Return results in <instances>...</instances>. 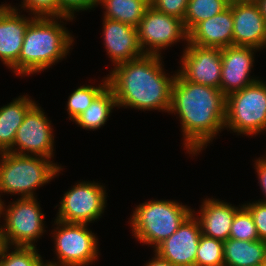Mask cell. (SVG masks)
Masks as SVG:
<instances>
[{"label":"cell","instance_id":"obj_1","mask_svg":"<svg viewBox=\"0 0 266 266\" xmlns=\"http://www.w3.org/2000/svg\"><path fill=\"white\" fill-rule=\"evenodd\" d=\"M225 108L226 96L220 89L186 81L177 72L169 112L181 120L187 153L199 154L225 128Z\"/></svg>","mask_w":266,"mask_h":266},{"label":"cell","instance_id":"obj_2","mask_svg":"<svg viewBox=\"0 0 266 266\" xmlns=\"http://www.w3.org/2000/svg\"><path fill=\"white\" fill-rule=\"evenodd\" d=\"M161 59V56L144 54L111 69L107 75L108 86L114 93L117 107L169 113L177 72L172 76L166 74Z\"/></svg>","mask_w":266,"mask_h":266},{"label":"cell","instance_id":"obj_3","mask_svg":"<svg viewBox=\"0 0 266 266\" xmlns=\"http://www.w3.org/2000/svg\"><path fill=\"white\" fill-rule=\"evenodd\" d=\"M61 19L69 17H35L28 25L18 61L10 68L15 74L29 76L50 68L70 52L74 38Z\"/></svg>","mask_w":266,"mask_h":266},{"label":"cell","instance_id":"obj_4","mask_svg":"<svg viewBox=\"0 0 266 266\" xmlns=\"http://www.w3.org/2000/svg\"><path fill=\"white\" fill-rule=\"evenodd\" d=\"M61 167L47 157L1 152L0 197L6 193L21 195L20 198H34L35 189L59 175L63 170Z\"/></svg>","mask_w":266,"mask_h":266},{"label":"cell","instance_id":"obj_5","mask_svg":"<svg viewBox=\"0 0 266 266\" xmlns=\"http://www.w3.org/2000/svg\"><path fill=\"white\" fill-rule=\"evenodd\" d=\"M130 217L133 236L139 243L152 245L160 243L175 233L192 213V209L175 200H151L134 209Z\"/></svg>","mask_w":266,"mask_h":266},{"label":"cell","instance_id":"obj_6","mask_svg":"<svg viewBox=\"0 0 266 266\" xmlns=\"http://www.w3.org/2000/svg\"><path fill=\"white\" fill-rule=\"evenodd\" d=\"M225 128L247 136L266 131V81L258 80L226 97Z\"/></svg>","mask_w":266,"mask_h":266},{"label":"cell","instance_id":"obj_7","mask_svg":"<svg viewBox=\"0 0 266 266\" xmlns=\"http://www.w3.org/2000/svg\"><path fill=\"white\" fill-rule=\"evenodd\" d=\"M5 206L3 201L0 202V218L2 215L5 217L2 226L5 244L10 247H36L35 241L46 231L45 214L37 199L19 198Z\"/></svg>","mask_w":266,"mask_h":266},{"label":"cell","instance_id":"obj_8","mask_svg":"<svg viewBox=\"0 0 266 266\" xmlns=\"http://www.w3.org/2000/svg\"><path fill=\"white\" fill-rule=\"evenodd\" d=\"M54 237L57 264L67 266H88L99 257L98 238L87 224L65 223L55 219Z\"/></svg>","mask_w":266,"mask_h":266},{"label":"cell","instance_id":"obj_9","mask_svg":"<svg viewBox=\"0 0 266 266\" xmlns=\"http://www.w3.org/2000/svg\"><path fill=\"white\" fill-rule=\"evenodd\" d=\"M104 187L94 181L76 183L60 201L56 219L65 223L87 225L100 219L107 201Z\"/></svg>","mask_w":266,"mask_h":266},{"label":"cell","instance_id":"obj_10","mask_svg":"<svg viewBox=\"0 0 266 266\" xmlns=\"http://www.w3.org/2000/svg\"><path fill=\"white\" fill-rule=\"evenodd\" d=\"M139 45L143 54L161 56V50L177 42H188L183 20L167 15L149 6L136 26ZM146 48V49H145Z\"/></svg>","mask_w":266,"mask_h":266},{"label":"cell","instance_id":"obj_11","mask_svg":"<svg viewBox=\"0 0 266 266\" xmlns=\"http://www.w3.org/2000/svg\"><path fill=\"white\" fill-rule=\"evenodd\" d=\"M43 111L38 104H35L27 112L16 132L13 147L8 152L53 158V128Z\"/></svg>","mask_w":266,"mask_h":266},{"label":"cell","instance_id":"obj_12","mask_svg":"<svg viewBox=\"0 0 266 266\" xmlns=\"http://www.w3.org/2000/svg\"><path fill=\"white\" fill-rule=\"evenodd\" d=\"M181 56V69L177 72L186 80L220 89L221 48L202 47L187 42Z\"/></svg>","mask_w":266,"mask_h":266},{"label":"cell","instance_id":"obj_13","mask_svg":"<svg viewBox=\"0 0 266 266\" xmlns=\"http://www.w3.org/2000/svg\"><path fill=\"white\" fill-rule=\"evenodd\" d=\"M233 45L266 48V20L255 0H231Z\"/></svg>","mask_w":266,"mask_h":266},{"label":"cell","instance_id":"obj_14","mask_svg":"<svg viewBox=\"0 0 266 266\" xmlns=\"http://www.w3.org/2000/svg\"><path fill=\"white\" fill-rule=\"evenodd\" d=\"M194 212V213H193ZM201 227L195 211L179 226L178 230L154 250L159 257L175 266H195Z\"/></svg>","mask_w":266,"mask_h":266},{"label":"cell","instance_id":"obj_15","mask_svg":"<svg viewBox=\"0 0 266 266\" xmlns=\"http://www.w3.org/2000/svg\"><path fill=\"white\" fill-rule=\"evenodd\" d=\"M257 48L248 46H228L221 48L222 71L220 90L227 97L260 79L250 76ZM250 76V77H249Z\"/></svg>","mask_w":266,"mask_h":266},{"label":"cell","instance_id":"obj_16","mask_svg":"<svg viewBox=\"0 0 266 266\" xmlns=\"http://www.w3.org/2000/svg\"><path fill=\"white\" fill-rule=\"evenodd\" d=\"M34 18L20 15L10 4L0 5V59L8 68L18 61L25 31Z\"/></svg>","mask_w":266,"mask_h":266},{"label":"cell","instance_id":"obj_17","mask_svg":"<svg viewBox=\"0 0 266 266\" xmlns=\"http://www.w3.org/2000/svg\"><path fill=\"white\" fill-rule=\"evenodd\" d=\"M104 46L114 66L141 57L136 27L116 20L103 18Z\"/></svg>","mask_w":266,"mask_h":266},{"label":"cell","instance_id":"obj_18","mask_svg":"<svg viewBox=\"0 0 266 266\" xmlns=\"http://www.w3.org/2000/svg\"><path fill=\"white\" fill-rule=\"evenodd\" d=\"M188 43L202 47L233 45V17L230 5L217 15L198 23L188 33Z\"/></svg>","mask_w":266,"mask_h":266},{"label":"cell","instance_id":"obj_19","mask_svg":"<svg viewBox=\"0 0 266 266\" xmlns=\"http://www.w3.org/2000/svg\"><path fill=\"white\" fill-rule=\"evenodd\" d=\"M197 220L201 234L210 238L226 241L230 238L231 225L236 212L241 208L218 199H205L200 206Z\"/></svg>","mask_w":266,"mask_h":266},{"label":"cell","instance_id":"obj_20","mask_svg":"<svg viewBox=\"0 0 266 266\" xmlns=\"http://www.w3.org/2000/svg\"><path fill=\"white\" fill-rule=\"evenodd\" d=\"M27 96L14 98L12 102L0 108V153L8 152L13 147L18 128L27 112L36 104Z\"/></svg>","mask_w":266,"mask_h":266},{"label":"cell","instance_id":"obj_21","mask_svg":"<svg viewBox=\"0 0 266 266\" xmlns=\"http://www.w3.org/2000/svg\"><path fill=\"white\" fill-rule=\"evenodd\" d=\"M266 263V242L232 238L224 241V266H263Z\"/></svg>","mask_w":266,"mask_h":266},{"label":"cell","instance_id":"obj_22","mask_svg":"<svg viewBox=\"0 0 266 266\" xmlns=\"http://www.w3.org/2000/svg\"><path fill=\"white\" fill-rule=\"evenodd\" d=\"M115 107H117L116 98L107 85L74 121L86 130H97L104 126Z\"/></svg>","mask_w":266,"mask_h":266},{"label":"cell","instance_id":"obj_23","mask_svg":"<svg viewBox=\"0 0 266 266\" xmlns=\"http://www.w3.org/2000/svg\"><path fill=\"white\" fill-rule=\"evenodd\" d=\"M98 5L105 8L104 18L136 27L150 6V0H98Z\"/></svg>","mask_w":266,"mask_h":266},{"label":"cell","instance_id":"obj_24","mask_svg":"<svg viewBox=\"0 0 266 266\" xmlns=\"http://www.w3.org/2000/svg\"><path fill=\"white\" fill-rule=\"evenodd\" d=\"M231 0H189L183 20L184 27L189 33L198 23L224 11Z\"/></svg>","mask_w":266,"mask_h":266},{"label":"cell","instance_id":"obj_25","mask_svg":"<svg viewBox=\"0 0 266 266\" xmlns=\"http://www.w3.org/2000/svg\"><path fill=\"white\" fill-rule=\"evenodd\" d=\"M102 81L103 83L98 86H80L70 94L66 106L69 120L74 122L89 107L93 99L108 85L107 77H104Z\"/></svg>","mask_w":266,"mask_h":266},{"label":"cell","instance_id":"obj_26","mask_svg":"<svg viewBox=\"0 0 266 266\" xmlns=\"http://www.w3.org/2000/svg\"><path fill=\"white\" fill-rule=\"evenodd\" d=\"M195 266H224V242L201 235Z\"/></svg>","mask_w":266,"mask_h":266},{"label":"cell","instance_id":"obj_27","mask_svg":"<svg viewBox=\"0 0 266 266\" xmlns=\"http://www.w3.org/2000/svg\"><path fill=\"white\" fill-rule=\"evenodd\" d=\"M9 248L14 250L9 252ZM12 248L4 247L0 254V266H35L42 259L36 247Z\"/></svg>","mask_w":266,"mask_h":266},{"label":"cell","instance_id":"obj_28","mask_svg":"<svg viewBox=\"0 0 266 266\" xmlns=\"http://www.w3.org/2000/svg\"><path fill=\"white\" fill-rule=\"evenodd\" d=\"M230 238L244 241L260 240L252 215L243 205H241L233 219Z\"/></svg>","mask_w":266,"mask_h":266},{"label":"cell","instance_id":"obj_29","mask_svg":"<svg viewBox=\"0 0 266 266\" xmlns=\"http://www.w3.org/2000/svg\"><path fill=\"white\" fill-rule=\"evenodd\" d=\"M21 3L34 17H60L59 0H23Z\"/></svg>","mask_w":266,"mask_h":266},{"label":"cell","instance_id":"obj_30","mask_svg":"<svg viewBox=\"0 0 266 266\" xmlns=\"http://www.w3.org/2000/svg\"><path fill=\"white\" fill-rule=\"evenodd\" d=\"M189 0H150L155 10L184 20Z\"/></svg>","mask_w":266,"mask_h":266},{"label":"cell","instance_id":"obj_31","mask_svg":"<svg viewBox=\"0 0 266 266\" xmlns=\"http://www.w3.org/2000/svg\"><path fill=\"white\" fill-rule=\"evenodd\" d=\"M243 206L252 215L259 239L266 242V204L263 202L254 201L243 204Z\"/></svg>","mask_w":266,"mask_h":266},{"label":"cell","instance_id":"obj_32","mask_svg":"<svg viewBox=\"0 0 266 266\" xmlns=\"http://www.w3.org/2000/svg\"><path fill=\"white\" fill-rule=\"evenodd\" d=\"M60 17L74 19V12L89 10L97 6L98 0H59Z\"/></svg>","mask_w":266,"mask_h":266},{"label":"cell","instance_id":"obj_33","mask_svg":"<svg viewBox=\"0 0 266 266\" xmlns=\"http://www.w3.org/2000/svg\"><path fill=\"white\" fill-rule=\"evenodd\" d=\"M255 168L257 175H258V181L259 186L262 190V192L264 193L263 195H265L264 197H266V154L265 156L262 155V157H259L256 161H255ZM260 202H263L266 204V198L263 200L261 199Z\"/></svg>","mask_w":266,"mask_h":266},{"label":"cell","instance_id":"obj_34","mask_svg":"<svg viewBox=\"0 0 266 266\" xmlns=\"http://www.w3.org/2000/svg\"><path fill=\"white\" fill-rule=\"evenodd\" d=\"M154 256L155 257H152L151 261H148L144 266H175L171 264L169 261L159 257L156 253Z\"/></svg>","mask_w":266,"mask_h":266},{"label":"cell","instance_id":"obj_35","mask_svg":"<svg viewBox=\"0 0 266 266\" xmlns=\"http://www.w3.org/2000/svg\"><path fill=\"white\" fill-rule=\"evenodd\" d=\"M260 6L261 12L266 20V0H255Z\"/></svg>","mask_w":266,"mask_h":266},{"label":"cell","instance_id":"obj_36","mask_svg":"<svg viewBox=\"0 0 266 266\" xmlns=\"http://www.w3.org/2000/svg\"><path fill=\"white\" fill-rule=\"evenodd\" d=\"M40 266H67V265H62V264H57V263H54L53 261H47V262H44L43 261V258L40 260Z\"/></svg>","mask_w":266,"mask_h":266},{"label":"cell","instance_id":"obj_37","mask_svg":"<svg viewBox=\"0 0 266 266\" xmlns=\"http://www.w3.org/2000/svg\"><path fill=\"white\" fill-rule=\"evenodd\" d=\"M6 246L4 238H3V231H2V225H0V254L4 247Z\"/></svg>","mask_w":266,"mask_h":266}]
</instances>
